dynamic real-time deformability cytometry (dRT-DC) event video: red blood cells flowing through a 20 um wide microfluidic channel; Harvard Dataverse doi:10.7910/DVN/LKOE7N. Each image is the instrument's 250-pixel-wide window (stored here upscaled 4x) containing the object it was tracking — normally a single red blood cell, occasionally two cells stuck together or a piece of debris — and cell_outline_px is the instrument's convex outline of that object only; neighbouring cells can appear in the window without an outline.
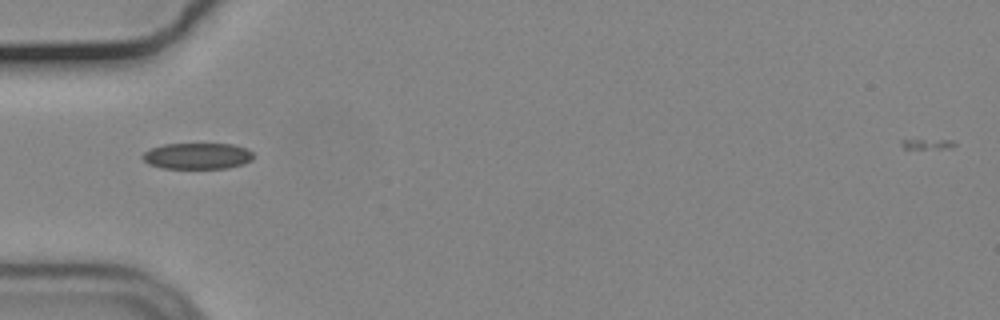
{"species": "common noctule bat (a hibernating species)", "species_latin": "Nyctalus noctula", "temperature_condition": "cold", "stored_images_in_passage": 35, "camera_frame_rate_fps": 3000, "um_per_image_px": 0.085, "animal": {"sex": "male", "body_mass_g": 19.2, "forearm_length_mm": 51.8}, "frame": {"image": 1, "passage_image": 1, "time_ms": 0.0, "image_size_px": [1000, 320], "cell_outline_px": [[256, 156], [252, 160], [244, 164], [228, 168], [164, 168], [148, 164], [140, 156], [144, 152], [152, 148], [164, 144], [232, 144], [244, 148], [252, 152]], "centroid_in_image_um": [16.79, 13.26], "position_along_channel_um": 68.2, "area_um2": 16.94}}
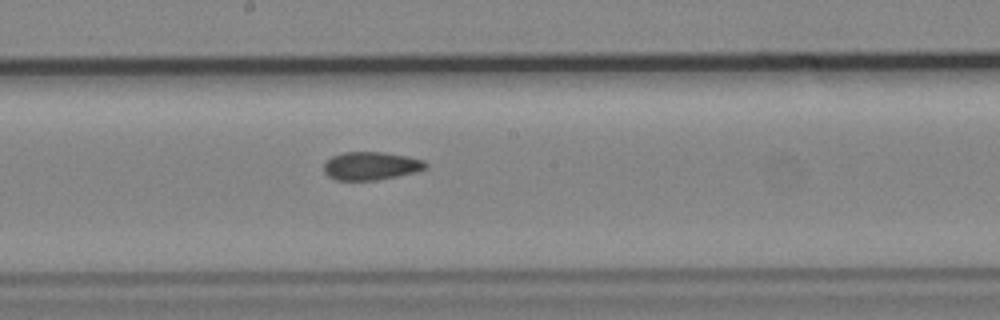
{"frame": {"image": 2, "passage_image": 13, "time_ms": 4.0, "image_size_px": [1000, 320], "cell_outline_px": [[428, 168], [416, 172], [376, 180], [336, 180], [328, 176], [324, 172], [324, 164], [332, 156], [344, 152], [384, 152], [408, 156], [424, 160], [428, 164]], "centroid_in_image_um": [31.56, 14.09], "position_along_channel_um": 216.6, "area_um2": 16.76}}
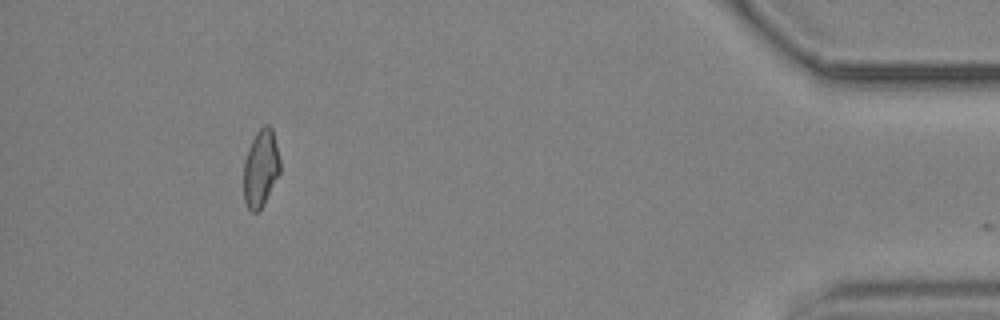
{"frame": {"image": 3, "passage_image": 34, "time_ms": 11.0, "image_size_px": [1000, 320], "cell_outline_px": [[280, 172], [264, 204], [256, 212], [252, 212], [248, 208], [244, 200], [244, 160], [248, 148], [256, 132], [264, 124], [268, 124], [272, 128], [280, 160]], "centroid_in_image_um": [22.16, 14.29], "position_along_channel_um": 413.0, "area_um2": 16.36}}